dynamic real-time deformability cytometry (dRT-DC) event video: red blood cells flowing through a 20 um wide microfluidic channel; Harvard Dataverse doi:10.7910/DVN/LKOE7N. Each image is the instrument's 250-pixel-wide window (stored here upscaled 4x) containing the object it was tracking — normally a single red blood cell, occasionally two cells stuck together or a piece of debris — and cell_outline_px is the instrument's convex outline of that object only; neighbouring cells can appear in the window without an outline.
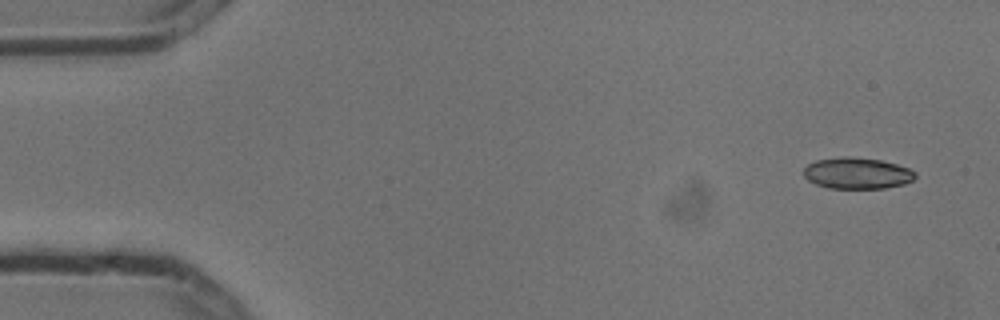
{"species": "common noctule bat (a hibernating species)", "species_latin": "Nyctalus noctula", "temperature_condition": "cold", "stored_images_in_passage": 8, "camera_frame_rate_fps": 3000, "um_per_image_px": 0.085, "animal": {"sex": "male", "body_mass_g": 13.3}, "frame": {"image": 1, "passage_image": 1, "time_ms": 0.0, "image_size_px": [1000, 320], "cell_outline_px": [[916, 176], [912, 180], [904, 184], [884, 188], [828, 188], [816, 184], [808, 180], [804, 176], [804, 168], [808, 164], [816, 160], [844, 156], [848, 156], [880, 160], [896, 164], [908, 168], [916, 172]], "centroid_in_image_um": [72.85, 14.72], "position_along_channel_um": 12.2, "area_um2": 20.29}}
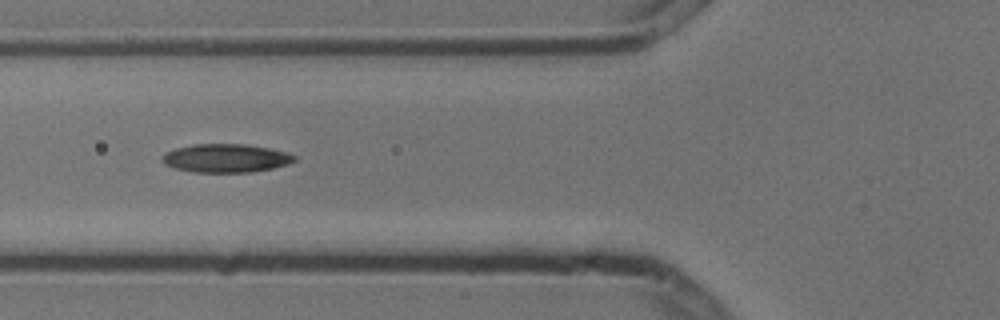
{"frame": {"image": 2, "passage_image": 6, "time_ms": 1.667, "image_size_px": [1000, 320], "cell_outline_px": [[296, 160], [288, 164], [272, 168], [248, 172], [196, 172], [176, 168], [164, 164], [160, 160], [160, 156], [164, 152], [176, 148], [192, 144], [244, 144], [268, 148], [288, 152], [296, 156]], "centroid_in_image_um": [19.16, 13.43], "position_along_channel_um": 106.6, "area_um2": 21.96}}
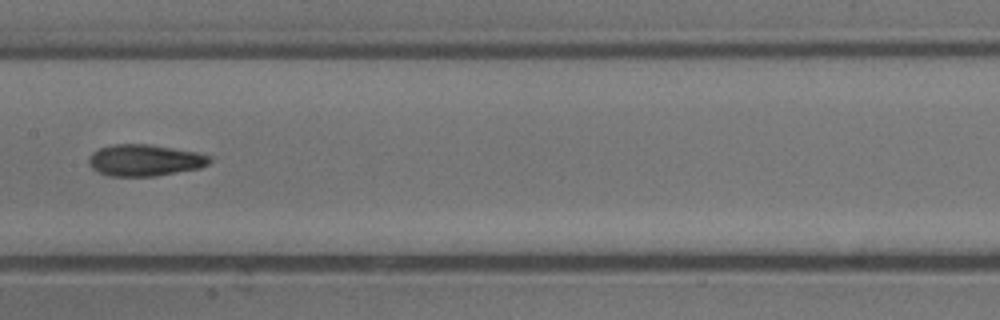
{"frame": {"image": 3, "passage_image": 8, "time_ms": 2.333, "image_size_px": [1000, 320], "cell_outline_px": [[212, 160], [208, 164], [200, 168], [156, 176], [108, 176], [92, 168], [88, 164], [88, 160], [92, 152], [100, 148], [112, 144], [148, 144], [196, 152], [212, 156]], "centroid_in_image_um": [12.31, 13.62], "position_along_channel_um": 195.1, "area_um2": 22.25}}